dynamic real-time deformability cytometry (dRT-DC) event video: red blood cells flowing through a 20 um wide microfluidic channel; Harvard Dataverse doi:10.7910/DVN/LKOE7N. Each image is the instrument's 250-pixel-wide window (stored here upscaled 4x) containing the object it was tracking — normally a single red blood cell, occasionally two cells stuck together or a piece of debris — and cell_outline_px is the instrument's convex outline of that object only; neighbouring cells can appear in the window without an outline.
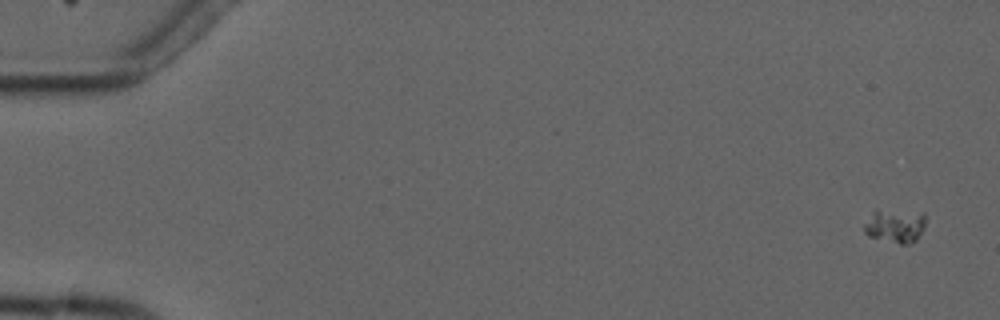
{"species": "common noctule bat (a hibernating species)", "species_latin": "Nyctalus noctula", "temperature_condition": "cold", "stored_images_in_passage": 6, "camera_frame_rate_fps": 3000, "um_per_image_px": 0.085, "animal": {"sex": "male", "forearm_length_mm": 52.5}, "frame": {"image": 1, "passage_image": 1, "time_ms": 0.0, "image_size_px": [1000, 320], "cell_outline_px": [[924, 228], [916, 240], [912, 244], [900, 244], [868, 236], [864, 232], [864, 224], [876, 208], [924, 212]], "centroid_in_image_um": [76.09, 19.17], "position_along_channel_um": 8.9, "area_um2": 12.37}}